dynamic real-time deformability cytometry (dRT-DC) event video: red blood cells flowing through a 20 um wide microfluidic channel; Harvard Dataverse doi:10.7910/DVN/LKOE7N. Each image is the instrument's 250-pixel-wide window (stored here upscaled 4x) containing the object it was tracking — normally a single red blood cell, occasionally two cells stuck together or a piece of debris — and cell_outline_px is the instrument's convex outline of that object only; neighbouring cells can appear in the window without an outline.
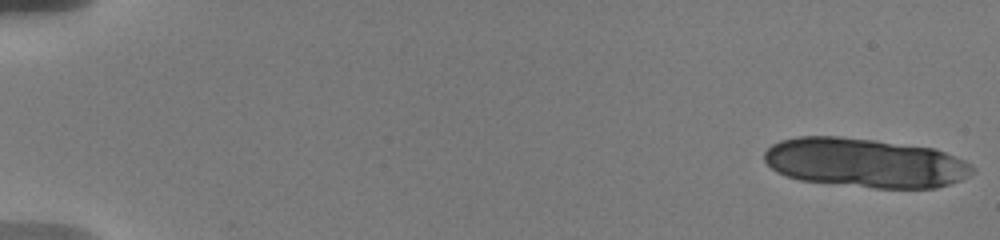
{"species": "human", "species_latin": "Homo sapiens", "temperature_condition": "warm", "stored_images_in_passage": 16, "camera_frame_rate_fps": 3000, "um_per_image_px": 0.085, "donor": {"sex": "male"}, "frame": {"image": 1, "passage_image": 1, "time_ms": 0.0, "image_size_px": [1000, 240], "cell_outline_px": [[976, 172], [960, 180], [936, 188], [872, 188], [800, 180], [776, 172], [764, 160], [764, 152], [772, 144], [780, 140], [796, 136], [840, 136], [876, 140], [932, 148], [944, 152], [964, 160], [972, 164]], "centroid_in_image_um": [73.52, 13.84], "position_along_channel_um": 11.5, "area_um2": 59.94}}